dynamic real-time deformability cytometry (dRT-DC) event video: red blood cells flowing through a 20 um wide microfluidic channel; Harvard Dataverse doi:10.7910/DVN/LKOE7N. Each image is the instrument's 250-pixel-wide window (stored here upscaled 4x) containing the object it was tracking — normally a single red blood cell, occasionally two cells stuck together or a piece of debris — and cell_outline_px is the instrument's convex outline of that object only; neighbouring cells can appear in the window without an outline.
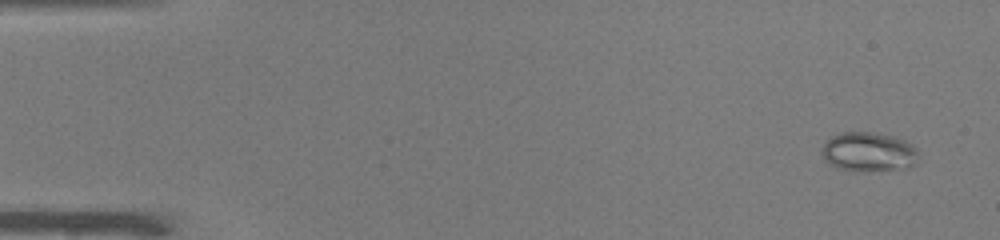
{"species": "common noctule bat (a hibernating species)", "species_latin": "Nyctalus noctula", "temperature_condition": "warm", "stored_images_in_passage": 49, "camera_frame_rate_fps": 3000, "um_per_image_px": 0.085, "animal": {"sex": "male", "body_mass_g": 19.0, "forearm_length_mm": 50.8}, "frame": {"image": 1, "passage_image": 1, "time_ms": 0.0, "image_size_px": [1000, 240], "cell_outline_px": [[920, 160], [916, 164], [904, 168], [864, 172], [848, 172], [836, 168], [828, 164], [824, 160], [820, 152], [824, 144], [832, 136], [844, 132], [880, 132], [904, 140], [912, 144], [916, 148], [920, 156]], "centroid_in_image_um": [73.83, 12.94], "position_along_channel_um": 11.2, "area_um2": 22.89}}
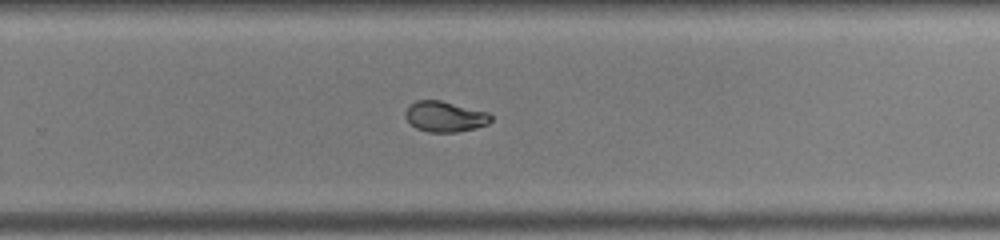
{"frame": {"image": 2, "passage_image": 32, "time_ms": 10.333, "image_size_px": [1000, 240], "cell_outline_px": [[492, 120], [488, 124], [476, 128], [456, 132], [428, 132], [416, 128], [404, 116], [404, 112], [416, 100], [440, 100], [488, 112], [492, 116]], "centroid_in_image_um": [37.84, 9.91], "position_along_channel_um": 292.0, "area_um2": 15.2}}
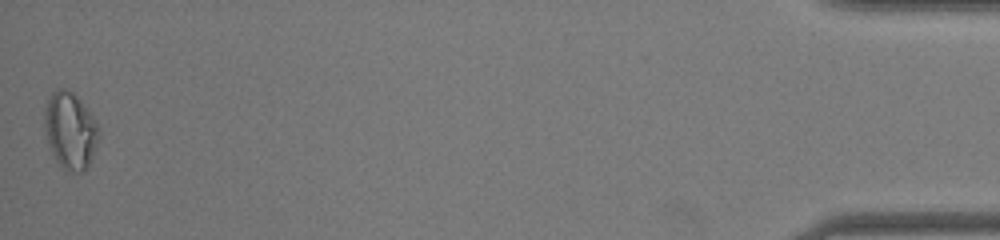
{"frame": {"image": 3, "passage_image": 49, "time_ms": 16.0, "image_size_px": [1000, 240], "cell_outline_px": [[100, 136], [88, 168], [80, 172], [68, 172], [56, 160], [52, 152], [44, 128], [44, 108], [52, 92], [56, 88], [64, 88], [72, 92], [80, 100], [96, 120], [100, 132]], "centroid_in_image_um": [5.99, 11.09], "position_along_channel_um": 429.2, "area_um2": 24.33}, "authors_computed_cell_mechanics": {"area_um2": 17.34, "velocity_mm_per_s": 4.0067, "shape_relaxation_time_tau1_ms": 8.8446, "shape_relaxation_time_tau2_ms": 0.9714, "deformation_change_tau1": 0.2098, "deformation_change_tau2": 0.0385}}